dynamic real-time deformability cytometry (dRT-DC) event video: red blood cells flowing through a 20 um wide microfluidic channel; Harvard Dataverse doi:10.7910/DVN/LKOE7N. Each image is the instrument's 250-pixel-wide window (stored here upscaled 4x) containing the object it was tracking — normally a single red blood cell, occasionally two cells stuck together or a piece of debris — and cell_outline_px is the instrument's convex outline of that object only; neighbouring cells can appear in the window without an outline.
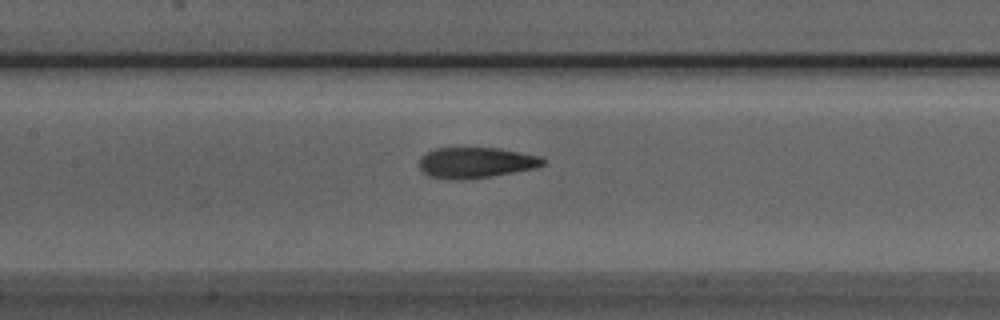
{"species": "Egyptian fruit bat (a non-hibernating species)", "species_latin": "Rousettus aegyptiacus", "temperature_condition": "room temperature", "stored_images_in_passage": 27, "camera_frame_rate_fps": 3000, "um_per_image_px": 0.085, "animal": {"sex": "male"}, "frame": {"image": 1, "passage_image": 11, "time_ms": 3.333, "image_size_px": [1000, 320], "cell_outline_px": [[544, 164], [536, 168], [492, 176], [460, 180], [428, 176], [420, 168], [420, 156], [424, 152], [436, 148], [500, 148], [540, 156], [544, 160]], "centroid_in_image_um": [40.43, 13.82], "position_along_channel_um": 167.0, "area_um2": 22.14}}
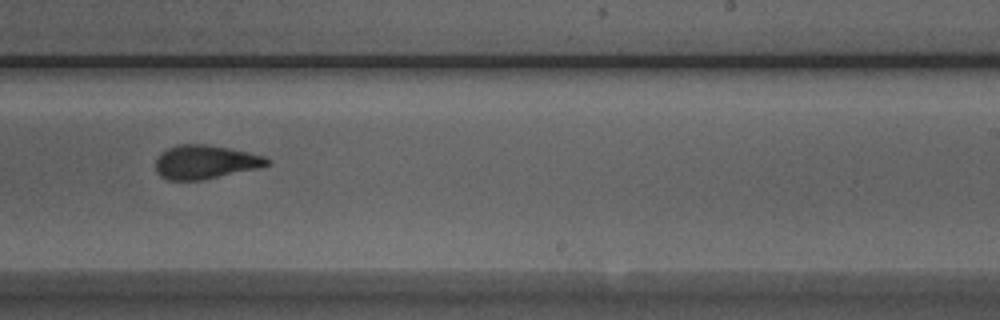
{"frame": {"image": 2, "passage_image": 19, "time_ms": 6.0, "image_size_px": [1000, 320], "cell_outline_px": [[272, 164], [260, 168], [204, 180], [168, 180], [160, 176], [156, 172], [156, 160], [160, 152], [168, 148], [180, 144], [208, 144], [248, 152], [264, 156], [272, 160]], "centroid_in_image_um": [17.48, 13.78], "position_along_channel_um": 271.5, "area_um2": 22.25}}
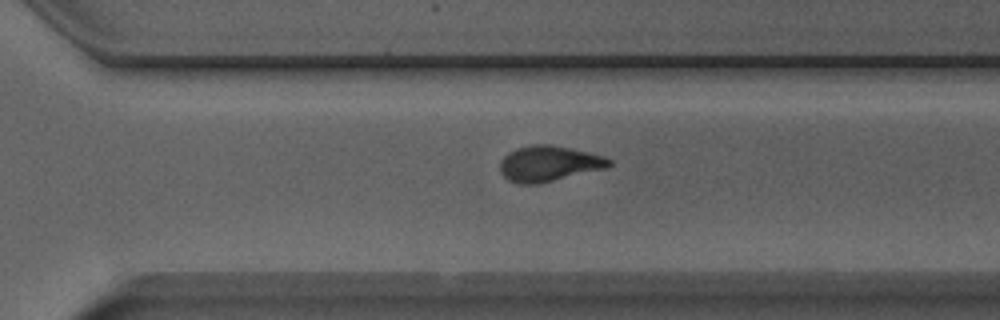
{"frame": {"image": 3, "passage_image": 23, "time_ms": 7.333, "image_size_px": [1000, 320], "cell_outline_px": [[612, 164], [604, 168], [540, 184], [516, 184], [508, 180], [500, 172], [500, 160], [508, 152], [516, 148], [532, 144], [548, 144], [588, 152], [604, 156], [612, 160]], "centroid_in_image_um": [46.61, 13.91], "position_along_channel_um": 324.0, "area_um2": 22.66}, "authors_computed_cell_mechanics": {"area_um2": 22.6576, "velocity_mm_per_s": 3.9417, "shape_relaxation_time_tau1_ms": 5.7168, "shape_relaxation_time_tau2_ms": 1.5797, "deformation_change_tau1": 0.2002, "deformation_change_tau2": 0.0963}}